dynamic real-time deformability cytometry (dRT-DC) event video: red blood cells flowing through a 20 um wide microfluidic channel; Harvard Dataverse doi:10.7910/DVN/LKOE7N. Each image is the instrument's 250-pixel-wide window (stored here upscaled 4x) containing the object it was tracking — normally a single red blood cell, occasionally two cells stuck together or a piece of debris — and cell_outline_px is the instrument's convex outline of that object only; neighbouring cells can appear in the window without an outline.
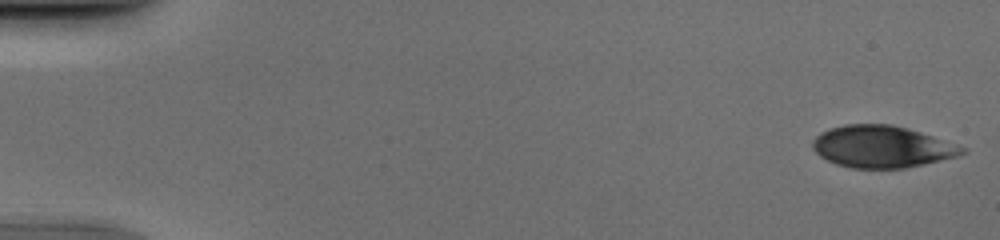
{"species": "human", "species_latin": "Homo sapiens", "temperature_condition": "cold", "stored_images_in_passage": 51, "camera_frame_rate_fps": 3000, "um_per_image_px": 0.085, "donor": {"sex": "male"}, "frame": {"image": 1, "passage_image": 1, "time_ms": 0.0, "image_size_px": [1000, 240], "cell_outline_px": [[968, 152], [960, 156], [924, 164], [904, 168], [852, 168], [836, 164], [820, 156], [812, 148], [812, 140], [820, 132], [828, 128], [844, 124], [892, 124], [908, 128], [968, 148]], "centroid_in_image_um": [74.97, 12.46], "position_along_channel_um": 10.0, "area_um2": 36.76}}
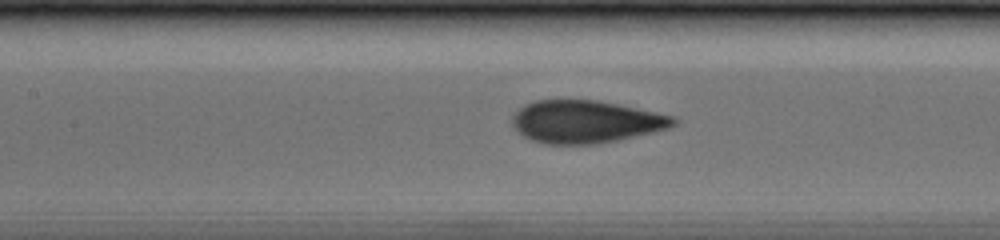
{"frame": {"image": 2, "passage_image": 24, "time_ms": 7.667, "image_size_px": [1000, 240], "cell_outline_px": [[676, 124], [668, 128], [652, 132], [600, 144], [544, 144], [532, 140], [524, 136], [512, 128], [512, 116], [524, 104], [532, 100], [596, 100], [656, 112], [672, 116], [676, 120]], "centroid_in_image_um": [49.73, 10.35], "position_along_channel_um": 157.7, "area_um2": 39.94}}
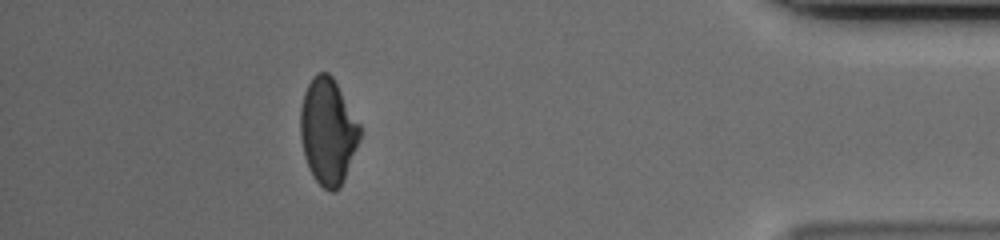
{"frame": {"image": 3, "passage_image": 46, "time_ms": 15.0, "image_size_px": [1000, 240], "cell_outline_px": [[360, 140], [344, 180], [340, 188], [332, 192], [324, 188], [312, 176], [308, 168], [304, 156], [300, 136], [300, 108], [304, 92], [312, 76], [316, 72], [328, 72], [332, 76], [360, 124]], "centroid_in_image_um": [27.86, 11.17], "position_along_channel_um": 407.3, "area_um2": 36.93}}